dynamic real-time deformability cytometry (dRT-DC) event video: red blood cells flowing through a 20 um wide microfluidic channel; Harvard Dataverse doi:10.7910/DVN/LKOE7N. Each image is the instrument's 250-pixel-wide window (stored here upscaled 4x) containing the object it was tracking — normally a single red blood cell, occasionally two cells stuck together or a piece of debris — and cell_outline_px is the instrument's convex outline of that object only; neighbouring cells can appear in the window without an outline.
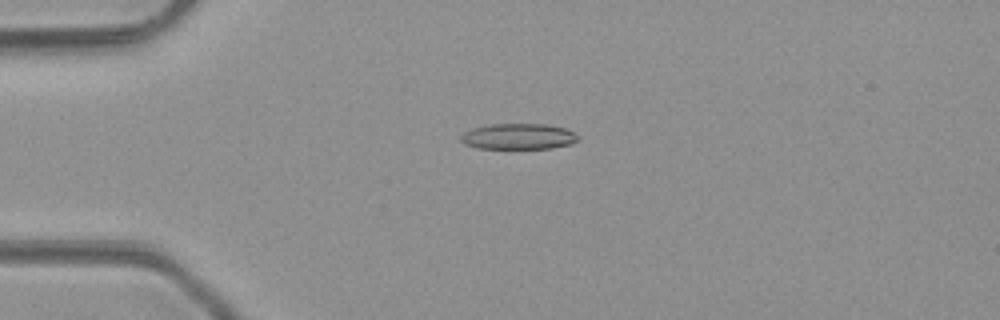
{"species": "common noctule bat (a hibernating species)", "species_latin": "Nyctalus noctula", "temperature_condition": "room temperature", "stored_images_in_passage": 47, "camera_frame_rate_fps": 3000, "um_per_image_px": 0.085, "animal": {"sex": "male", "body_mass_g": 23.1, "forearm_length_mm": 52.7}, "frame": {"image": 1, "passage_image": 11, "time_ms": 3.333, "image_size_px": [1000, 320], "cell_outline_px": [[580, 140], [572, 144], [552, 148], [476, 148], [464, 144], [460, 140], [460, 136], [464, 132], [472, 128], [492, 124], [544, 124], [564, 128], [580, 136]], "centroid_in_image_um": [44.07, 11.6], "position_along_channel_um": 40.9, "area_um2": 17.69}}
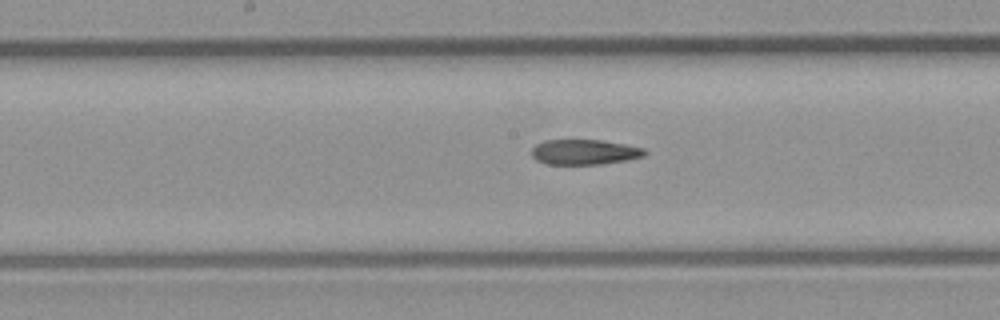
{"frame": {"image": 2, "passage_image": 24, "time_ms": 7.667, "image_size_px": [1000, 320], "cell_outline_px": [[648, 152], [644, 156], [628, 160], [604, 164], [548, 164], [536, 160], [532, 156], [532, 148], [536, 144], [544, 140], [600, 140], [624, 144], [644, 148]], "centroid_in_image_um": [49.69, 12.92], "position_along_channel_um": 198.5, "area_um2": 16.65}}
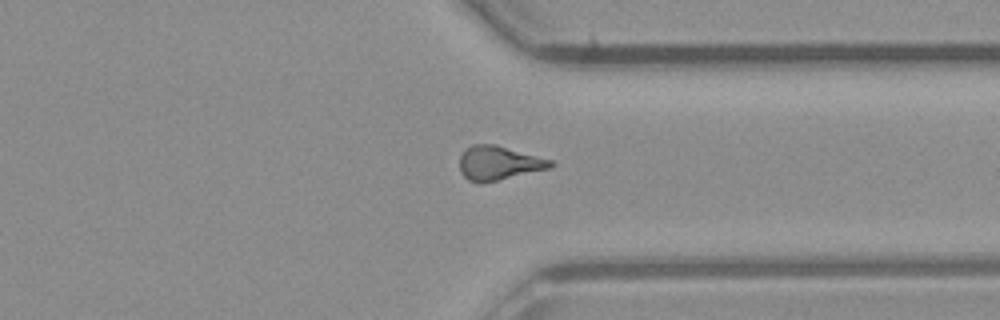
{"frame": {"image": 3, "passage_image": 36, "time_ms": 11.667, "image_size_px": [1000, 320], "cell_outline_px": [[556, 164], [548, 168], [480, 184], [468, 180], [460, 172], [460, 156], [464, 148], [472, 144], [496, 144], [552, 160]], "centroid_in_image_um": [42.34, 13.84], "position_along_channel_um": 369.1, "area_um2": 18.03}, "authors_computed_cell_mechanics": {"area_um2": 17.629, "velocity_mm_per_s": 4.2839, "shape_relaxation_time_tau1_ms": null, "shape_relaxation_time_tau2_ms": 5.5983, "deformation_change_tau1": null, "deformation_change_tau2": 0.1605}}